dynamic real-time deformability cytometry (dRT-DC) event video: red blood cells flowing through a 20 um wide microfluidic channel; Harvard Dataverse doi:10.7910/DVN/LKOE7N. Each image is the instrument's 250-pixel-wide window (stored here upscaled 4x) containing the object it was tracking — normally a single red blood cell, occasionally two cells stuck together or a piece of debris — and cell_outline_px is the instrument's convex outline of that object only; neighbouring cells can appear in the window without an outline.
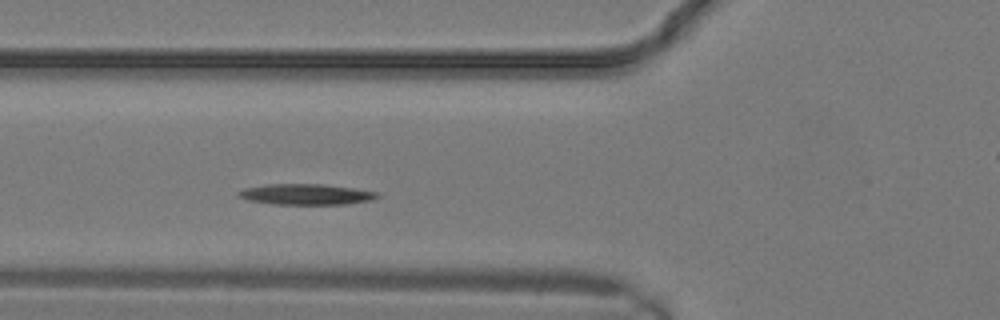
{"species": "common noctule bat (a hibernating species)", "species_latin": "Nyctalus noctula", "temperature_condition": "warm", "stored_images_in_passage": 6, "camera_frame_rate_fps": 3000, "um_per_image_px": 0.085, "animal": {"sex": "male", "body_mass_g": 19.2, "forearm_length_mm": 51.8}, "frame": {"image": 1, "passage_image": 6, "time_ms": 1.667, "image_size_px": [1000, 320], "cell_outline_px": [[380, 196], [372, 200], [348, 204], [272, 204], [248, 200], [236, 196], [236, 192], [244, 188], [268, 184], [324, 184], [380, 192]], "centroid_in_image_um": [26.01, 16.52], "position_along_channel_um": 99.8, "area_um2": 16.94}}